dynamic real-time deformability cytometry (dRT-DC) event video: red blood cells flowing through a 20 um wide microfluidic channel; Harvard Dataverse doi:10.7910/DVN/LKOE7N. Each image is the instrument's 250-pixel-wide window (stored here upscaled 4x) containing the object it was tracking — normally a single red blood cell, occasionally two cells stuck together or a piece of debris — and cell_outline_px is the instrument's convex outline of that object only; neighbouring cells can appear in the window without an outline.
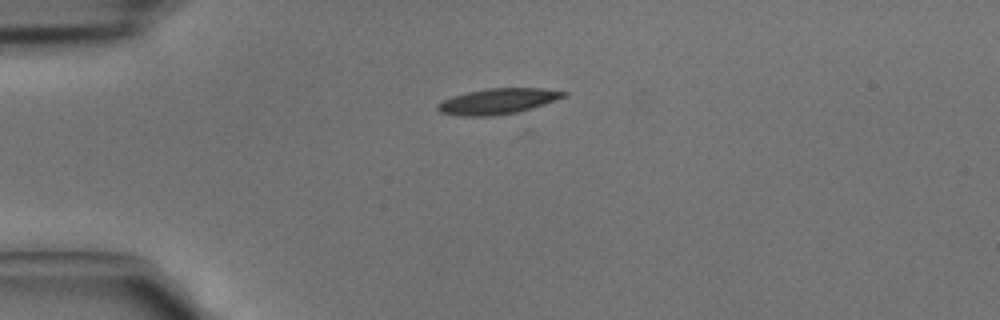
{"species": "common noctule bat (a hibernating species)", "species_latin": "Nyctalus noctula", "temperature_condition": "cold", "stored_images_in_passage": 3, "camera_frame_rate_fps": 3000, "um_per_image_px": 0.085, "animal": {"sex": "male", "body_mass_g": 15.6}, "frame": {"image": 1, "passage_image": 2, "time_ms": 0.333, "image_size_px": [1000, 320], "cell_outline_px": [[568, 96], [532, 108], [516, 112], [492, 116], [460, 116], [440, 112], [436, 108], [436, 104], [452, 96], [468, 92], [488, 88], [544, 88], [568, 92]], "centroid_in_image_um": [42.33, 8.6], "position_along_channel_um": 42.7, "area_um2": 18.84}}